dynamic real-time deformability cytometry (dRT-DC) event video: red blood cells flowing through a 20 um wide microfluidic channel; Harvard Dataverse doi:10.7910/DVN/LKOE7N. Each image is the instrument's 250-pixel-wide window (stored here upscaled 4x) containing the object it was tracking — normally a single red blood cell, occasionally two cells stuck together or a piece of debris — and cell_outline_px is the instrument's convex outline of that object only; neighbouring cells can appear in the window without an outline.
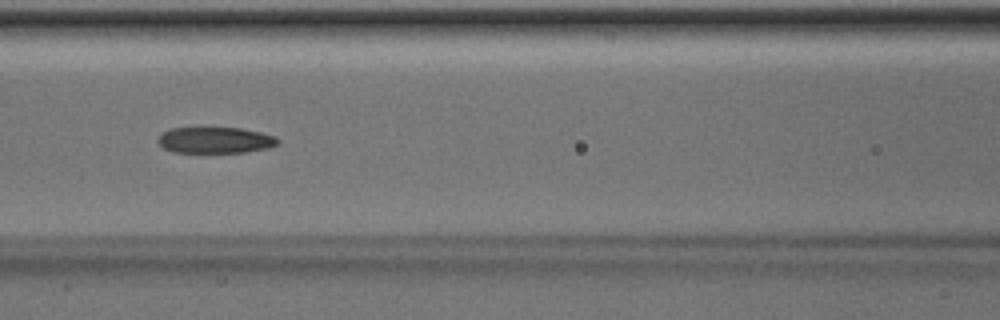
{"species": "Egyptian fruit bat (a non-hibernating species)", "species_latin": "Rousettus aegyptiacus", "temperature_condition": "room temperature", "stored_images_in_passage": 50, "camera_frame_rate_fps": 3000, "um_per_image_px": 0.085, "animal": {"sex": "male"}, "frame": {"image": 1, "passage_image": 22, "time_ms": 7.0, "image_size_px": [1000, 320], "cell_outline_px": [[280, 140], [276, 144], [268, 148], [244, 152], [172, 152], [164, 148], [156, 140], [160, 132], [168, 128], [240, 128], [260, 132], [276, 136]], "centroid_in_image_um": [18.25, 11.9], "position_along_channel_um": 148.3, "area_um2": 18.32}}
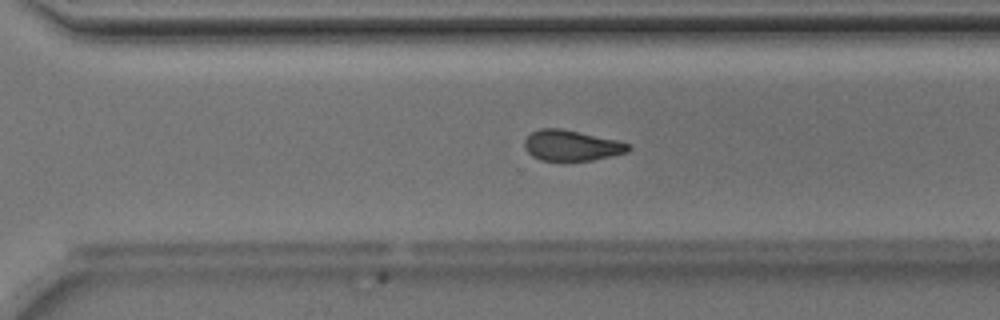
{"frame": {"image": 2, "passage_image": 35, "time_ms": 11.333, "image_size_px": [1000, 320], "cell_outline_px": [[632, 148], [628, 152], [592, 160], [540, 160], [532, 156], [524, 148], [524, 140], [532, 132], [540, 128], [560, 128], [616, 140], [632, 144]], "centroid_in_image_um": [48.58, 12.36], "position_along_channel_um": 322.0, "area_um2": 18.44}}
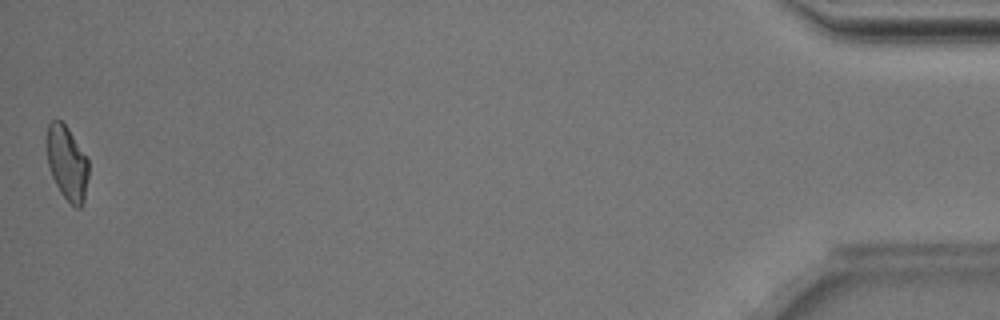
{"frame": {"image": 3, "passage_image": 50, "time_ms": 16.333, "image_size_px": [1000, 320], "cell_outline_px": [[88, 176], [84, 200], [80, 208], [76, 208], [60, 192], [52, 176], [48, 164], [44, 144], [44, 140], [48, 124], [52, 120], [60, 120], [68, 128], [88, 160]], "centroid_in_image_um": [5.65, 13.81], "position_along_channel_um": 429.5, "area_um2": 18.21}, "authors_computed_cell_mechanics": {"area_um2": 19.1029, "velocity_mm_per_s": 4.028, "shape_relaxation_time_tau1_ms": 10.0934, "shape_relaxation_time_tau2_ms": 2.9118, "deformation_change_tau1": 0.2559, "deformation_change_tau2": 0.1084}}